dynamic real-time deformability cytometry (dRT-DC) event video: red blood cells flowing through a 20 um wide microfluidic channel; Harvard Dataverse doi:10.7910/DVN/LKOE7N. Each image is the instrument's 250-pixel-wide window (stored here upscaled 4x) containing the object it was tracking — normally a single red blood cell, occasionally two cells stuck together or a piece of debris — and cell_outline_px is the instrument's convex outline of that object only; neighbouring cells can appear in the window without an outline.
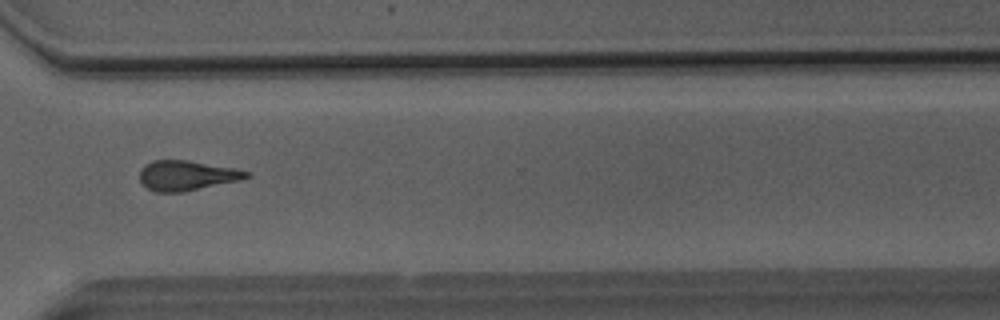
{"species": "Egyptian fruit bat (a non-hibernating species)", "species_latin": "Rousettus aegyptiacus", "temperature_condition": "room temperature", "stored_images_in_passage": 42, "camera_frame_rate_fps": 3000, "um_per_image_px": 0.085, "animal": {"sex": "male"}, "frame": {"image": 1, "passage_image": 29, "time_ms": 9.333, "image_size_px": [1000, 320], "cell_outline_px": [[252, 176], [240, 180], [184, 192], [156, 192], [140, 184], [140, 168], [144, 164], [152, 160], [188, 160], [236, 168], [248, 172]], "centroid_in_image_um": [15.85, 14.91], "position_along_channel_um": 354.7, "area_um2": 18.84}}
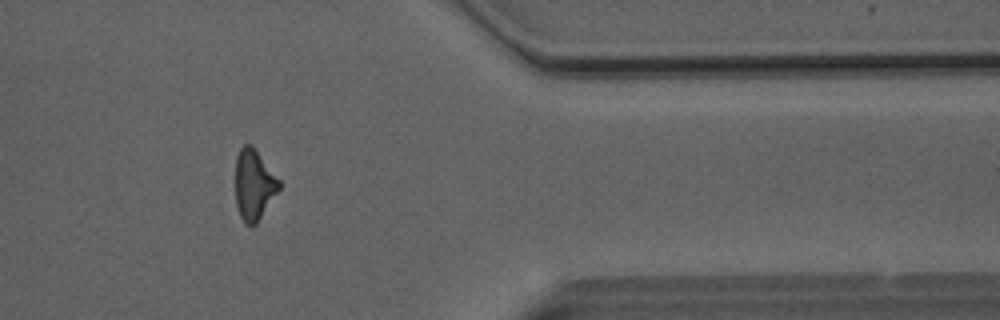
{"frame": {"image": 2, "passage_image": 33, "time_ms": 10.667, "image_size_px": [1000, 320], "cell_outline_px": [[280, 188], [256, 224], [252, 228], [244, 224], [240, 216], [236, 204], [236, 156], [240, 148], [244, 144], [252, 144], [280, 180]], "centroid_in_image_um": [21.58, 15.71], "position_along_channel_um": 389.8, "area_um2": 18.03}}
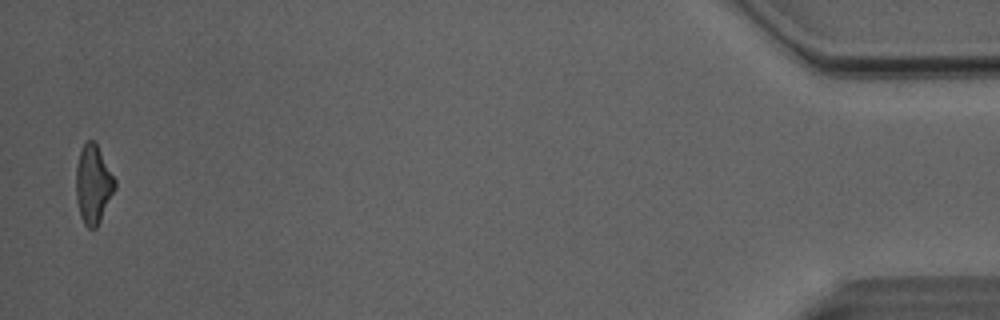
{"frame": {"image": 3, "passage_image": 41, "time_ms": 13.333, "image_size_px": [1000, 320], "cell_outline_px": [[116, 188], [96, 228], [88, 228], [84, 224], [80, 216], [76, 200], [76, 164], [80, 148], [88, 140], [92, 140], [96, 144], [116, 180]], "centroid_in_image_um": [7.91, 15.67], "position_along_channel_um": 427.3, "area_um2": 17.74}, "authors_computed_cell_mechanics": {"area_um2": 18.6983, "velocity_mm_per_s": 4.0923, "shape_relaxation_time_tau1_ms": null, "shape_relaxation_time_tau2_ms": 5.2018, "deformation_change_tau1": null, "deformation_change_tau2": 0.1729}}